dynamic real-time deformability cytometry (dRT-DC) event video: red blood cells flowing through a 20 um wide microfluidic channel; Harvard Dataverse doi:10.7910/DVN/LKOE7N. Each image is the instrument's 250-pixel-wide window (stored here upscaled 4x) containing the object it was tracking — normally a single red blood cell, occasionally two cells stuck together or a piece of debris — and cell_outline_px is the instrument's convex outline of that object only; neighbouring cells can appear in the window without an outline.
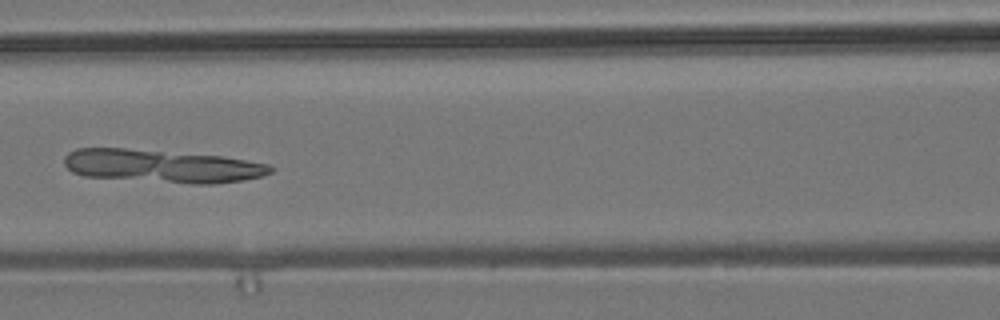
{"species": "common noctule bat (a hibernating species)", "species_latin": "Nyctalus noctula", "temperature_condition": "room temperature", "stored_images_in_passage": 54, "camera_frame_rate_fps": 3000, "um_per_image_px": 0.085, "animal": {"sex": "male", "body_mass_g": 19.2, "forearm_length_mm": 51.8}, "frame": {"image": 1, "passage_image": 24, "time_ms": 7.667, "image_size_px": [1000, 320], "cell_outline_px": [[276, 168], [272, 172], [264, 176], [240, 180], [212, 184], [192, 184], [84, 176], [72, 172], [64, 164], [64, 156], [68, 152], [76, 148], [124, 148], [220, 156], [268, 164]], "centroid_in_image_um": [13.75, 14.12], "position_along_channel_um": 152.8, "area_um2": 39.54}}